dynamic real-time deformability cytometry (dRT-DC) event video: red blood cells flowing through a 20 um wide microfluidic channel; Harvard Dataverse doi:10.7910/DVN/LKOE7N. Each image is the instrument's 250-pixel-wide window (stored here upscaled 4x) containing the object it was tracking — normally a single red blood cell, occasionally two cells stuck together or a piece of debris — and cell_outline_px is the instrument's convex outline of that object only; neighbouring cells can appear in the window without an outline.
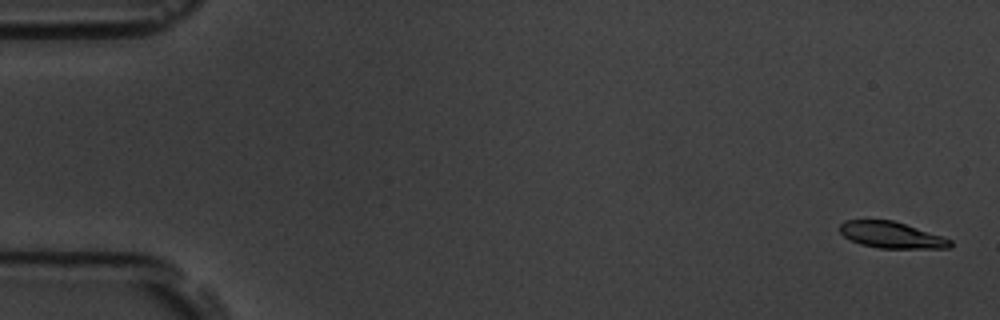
{"species": "common noctule bat (a hibernating species)", "species_latin": "Nyctalus noctula", "temperature_condition": "room temperature", "stored_images_in_passage": 10, "camera_frame_rate_fps": 3000, "um_per_image_px": 0.085, "animal": {"sex": "male", "body_mass_g": 19.5, "forearm_length_mm": 54.6}, "frame": {"image": 1, "passage_image": 1, "time_ms": 0.0, "image_size_px": [1000, 320], "cell_outline_px": [[952, 248], [880, 248], [860, 244], [844, 236], [840, 232], [840, 224], [844, 220], [892, 220], [952, 240]], "centroid_in_image_um": [75.75, 19.98], "position_along_channel_um": 9.3, "area_um2": 16.65}}
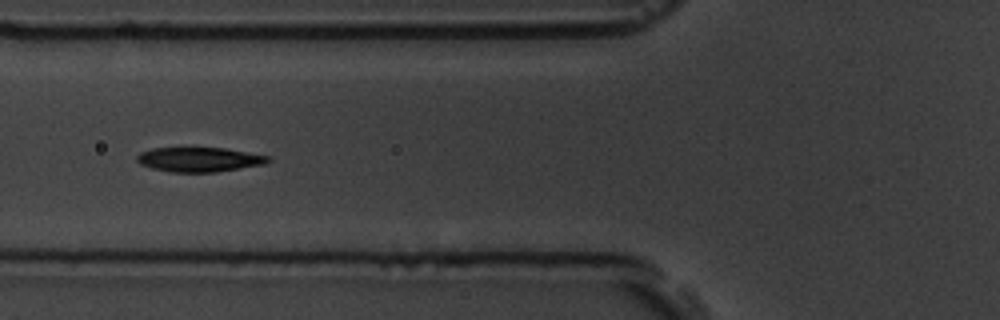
{"frame": {"image": 2, "passage_image": 6, "time_ms": 6.667, "image_size_px": [1000, 320], "cell_outline_px": [[272, 160], [264, 164], [216, 172], [172, 172], [152, 168], [140, 164], [136, 160], [136, 156], [140, 152], [152, 148], [224, 148], [268, 156]], "centroid_in_image_um": [16.9, 13.56], "position_along_channel_um": 108.9, "area_um2": 18.61}}
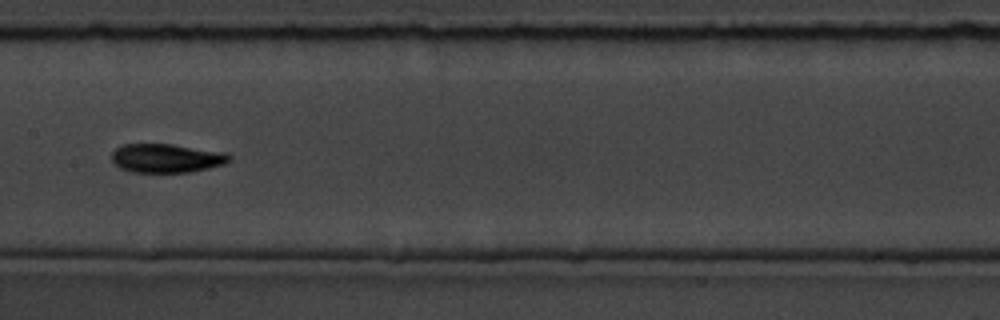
{"frame": {"image": 3, "passage_image": 8, "time_ms": 9.0, "image_size_px": [1000, 320], "cell_outline_px": [[232, 160], [224, 164], [208, 168], [188, 172], [132, 172], [120, 168], [112, 160], [112, 152], [116, 148], [124, 144], [172, 144], [228, 152], [232, 156]], "centroid_in_image_um": [14.2, 13.44], "position_along_channel_um": 193.2, "area_um2": 19.88}}